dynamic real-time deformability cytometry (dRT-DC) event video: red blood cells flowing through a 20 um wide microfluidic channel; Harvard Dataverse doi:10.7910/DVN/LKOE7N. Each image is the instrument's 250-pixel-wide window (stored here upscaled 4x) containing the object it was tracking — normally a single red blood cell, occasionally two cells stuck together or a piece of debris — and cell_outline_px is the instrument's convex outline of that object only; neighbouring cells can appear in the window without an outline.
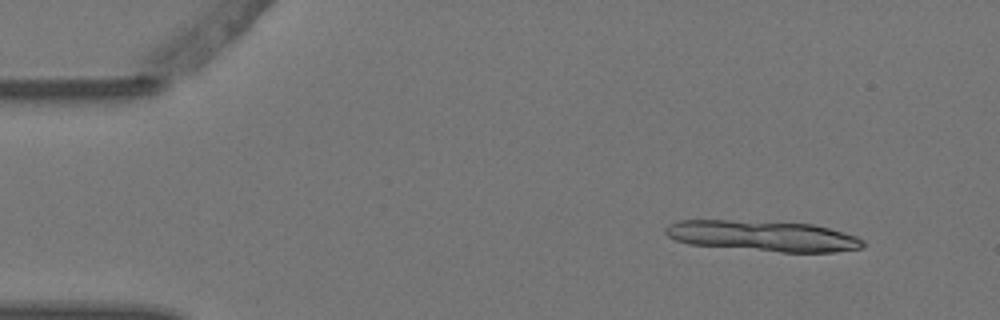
{"species": "Egyptian fruit bat (a non-hibernating species)", "species_latin": "Rousettus aegyptiacus", "temperature_condition": "warm", "stored_images_in_passage": 3, "camera_frame_rate_fps": 3000, "um_per_image_px": 0.085, "animal": {"sex": "female"}, "frame": {"image": 1, "passage_image": 1, "time_ms": 0.0, "image_size_px": [1000, 320], "cell_outline_px": [[864, 248], [836, 252], [780, 252], [688, 244], [676, 240], [668, 236], [664, 232], [664, 228], [668, 224], [680, 220], [732, 220], [812, 224], [844, 232], [856, 236], [864, 240]], "centroid_in_image_um": [64.85, 20.06], "position_along_channel_um": 20.2, "area_um2": 35.37}}